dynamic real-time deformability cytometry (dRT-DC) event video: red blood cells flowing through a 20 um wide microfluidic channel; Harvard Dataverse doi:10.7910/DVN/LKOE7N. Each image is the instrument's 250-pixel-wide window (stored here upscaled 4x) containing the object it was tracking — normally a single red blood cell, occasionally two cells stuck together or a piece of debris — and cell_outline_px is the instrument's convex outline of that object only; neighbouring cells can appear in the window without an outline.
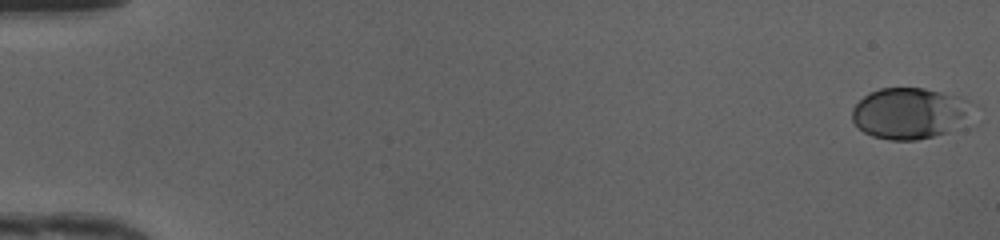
{"species": "human", "species_latin": "Homo sapiens", "temperature_condition": "cold", "stored_images_in_passage": 49, "camera_frame_rate_fps": 3000, "um_per_image_px": 0.085, "donor": {"sex": "female"}, "frame": {"image": 1, "passage_image": 1, "time_ms": 0.0, "image_size_px": [1000, 240], "cell_outline_px": [[976, 104], [968, 128], [916, 140], [892, 140], [872, 136], [864, 132], [852, 120], [852, 108], [868, 92], [880, 88], [924, 88], [956, 96], [968, 100]], "centroid_in_image_um": [77.46, 9.65], "position_along_channel_um": 7.5, "area_um2": 36.93}}
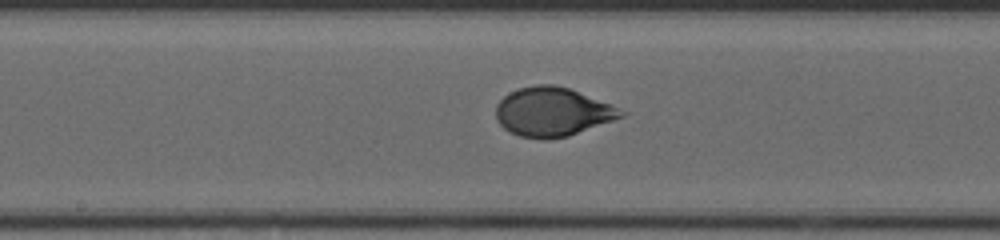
{"frame": {"image": 2, "passage_image": 27, "time_ms": 8.667, "image_size_px": [1000, 240], "cell_outline_px": [[628, 112], [624, 116], [568, 136], [520, 136], [508, 132], [496, 120], [496, 104], [504, 96], [520, 88], [536, 84], [552, 84], [568, 88], [612, 104]], "centroid_in_image_um": [46.97, 9.47], "position_along_channel_um": 201.2, "area_um2": 34.97}}
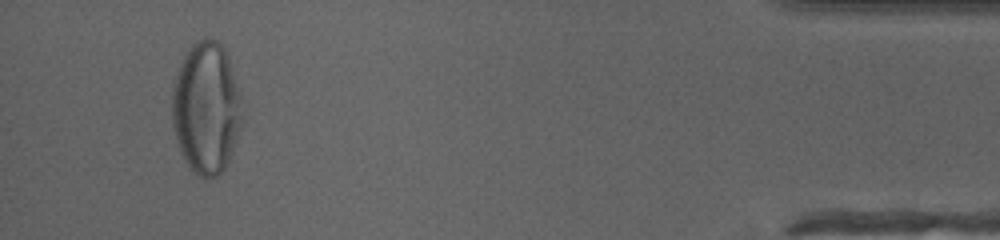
{"frame": {"image": 3, "passage_image": 47, "time_ms": 15.333, "image_size_px": [1000, 240], "cell_outline_px": [[244, 124], [232, 152], [224, 168], [216, 176], [204, 180], [192, 172], [188, 168], [180, 152], [172, 128], [172, 84], [176, 72], [184, 56], [192, 44], [204, 36], [216, 40], [224, 48], [228, 56], [240, 92]], "centroid_in_image_um": [17.53, 9.21], "position_along_channel_um": 417.7, "area_um2": 54.91}, "authors_computed_cell_mechanics": {"area_um2": 35.0846, "velocity_mm_per_s": 4.1928, "shape_relaxation_time_tau1_ms": 3.5687, "shape_relaxation_time_tau2_ms": null, "deformation_change_tau1": 0.1575, "deformation_change_tau2": null}}